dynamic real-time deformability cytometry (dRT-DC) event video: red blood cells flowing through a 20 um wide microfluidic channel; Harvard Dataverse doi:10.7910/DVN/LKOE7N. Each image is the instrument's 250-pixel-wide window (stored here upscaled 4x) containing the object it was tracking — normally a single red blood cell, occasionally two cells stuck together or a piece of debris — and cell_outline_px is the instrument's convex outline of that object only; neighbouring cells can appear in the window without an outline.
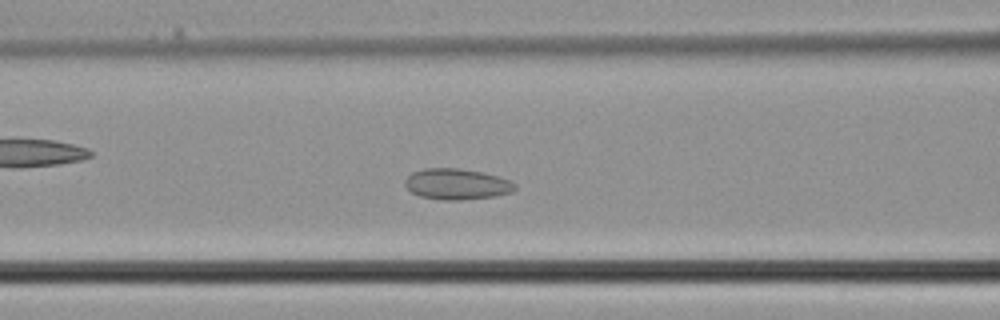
{"species": "common noctule bat (a hibernating species)", "species_latin": "Nyctalus noctula", "temperature_condition": "cold", "stored_images_in_passage": 29, "camera_frame_rate_fps": 3000, "um_per_image_px": 0.085, "animal": {"sex": "male", "body_mass_g": 21.5, "forearm_length_mm": 52.0}, "frame": {"image": 1, "passage_image": 6, "time_ms": 1.667, "image_size_px": [1000, 320], "cell_outline_px": [[516, 188], [512, 192], [496, 196], [460, 200], [440, 200], [420, 196], [412, 192], [404, 184], [404, 180], [412, 172], [424, 168], [460, 168], [484, 172], [500, 176], [516, 184]], "centroid_in_image_um": [38.84, 15.64], "position_along_channel_um": 127.8, "area_um2": 20.0}}
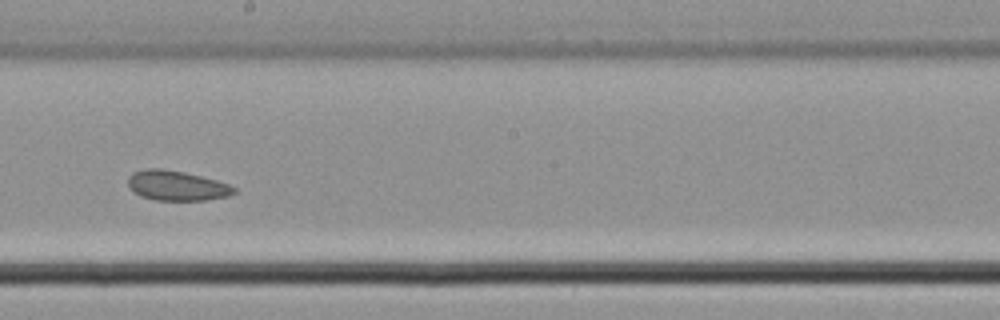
{"frame": {"image": 2, "passage_image": 12, "time_ms": 3.667, "image_size_px": [1000, 320], "cell_outline_px": [[236, 192], [228, 196], [208, 200], [156, 200], [140, 196], [128, 188], [128, 176], [132, 172], [144, 168], [160, 168], [184, 172], [216, 180], [228, 184], [236, 188]], "centroid_in_image_um": [14.98, 15.77], "position_along_channel_um": 233.2, "area_um2": 18.61}}
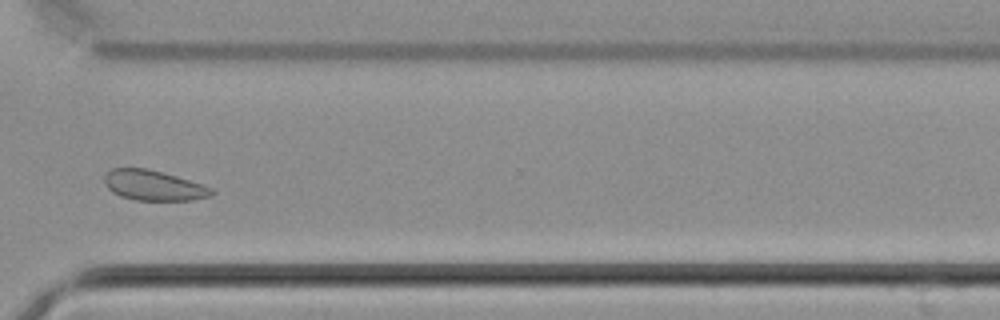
{"frame": {"image": 3, "passage_image": 19, "time_ms": 6.0, "image_size_px": [1000, 320], "cell_outline_px": [[216, 192], [212, 196], [192, 200], [136, 200], [120, 196], [112, 192], [108, 188], [104, 180], [104, 176], [112, 168], [144, 168], [176, 176], [212, 188]], "centroid_in_image_um": [13.06, 15.77], "position_along_channel_um": 357.5, "area_um2": 18.67}}